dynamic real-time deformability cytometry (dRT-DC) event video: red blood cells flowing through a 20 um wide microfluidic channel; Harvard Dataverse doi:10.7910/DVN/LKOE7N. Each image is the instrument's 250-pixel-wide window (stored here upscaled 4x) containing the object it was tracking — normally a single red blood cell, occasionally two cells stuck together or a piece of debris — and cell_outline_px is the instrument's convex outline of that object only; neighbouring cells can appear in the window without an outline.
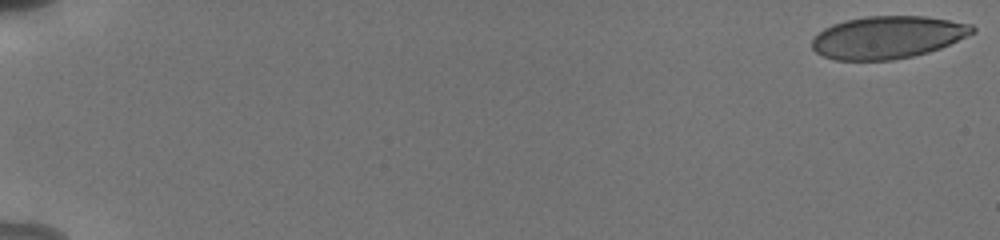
{"species": "human", "species_latin": "Homo sapiens", "temperature_condition": "cold", "stored_images_in_passage": 51, "camera_frame_rate_fps": 3000, "um_per_image_px": 0.085, "donor": {"sex": "male"}, "frame": {"image": 1, "passage_image": 1, "time_ms": 0.0, "image_size_px": [1000, 240], "cell_outline_px": [[976, 32], [940, 48], [928, 52], [912, 56], [892, 60], [836, 60], [824, 56], [816, 52], [812, 48], [812, 40], [824, 28], [832, 24], [844, 20], [868, 16], [924, 16], [972, 24], [976, 28]], "centroid_in_image_um": [75.46, 3.17], "position_along_channel_um": 9.5, "area_um2": 39.59}}
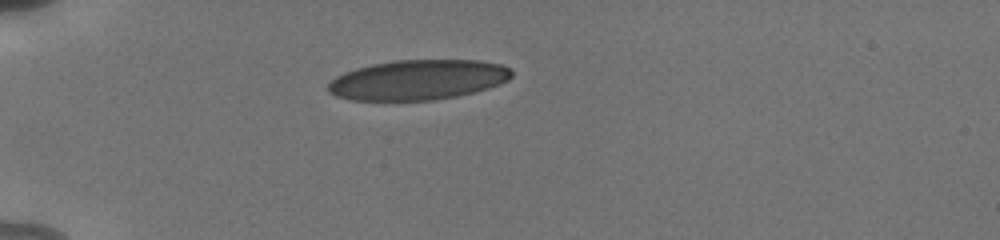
{"frame": {"image": 2, "passage_image": 31, "time_ms": 5.333, "image_size_px": [1000, 240], "cell_outline_px": [[512, 76], [508, 80], [500, 84], [488, 88], [456, 96], [432, 100], [352, 100], [336, 96], [328, 92], [328, 84], [336, 76], [344, 72], [356, 68], [372, 64], [396, 60], [480, 60], [500, 64], [512, 68]], "centroid_in_image_um": [35.54, 6.78], "position_along_channel_um": 49.5, "area_um2": 42.83}}
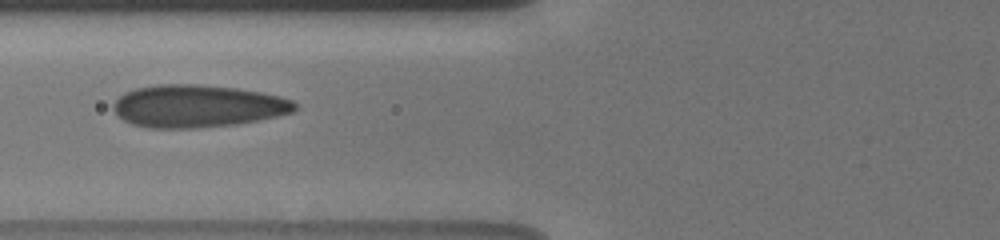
{"frame": {"image": 3, "passage_image": 50, "time_ms": 7.667, "image_size_px": [1000, 240], "cell_outline_px": [[296, 108], [292, 112], [276, 116], [236, 124], [196, 128], [148, 128], [132, 124], [116, 116], [112, 108], [112, 104], [124, 92], [136, 88], [160, 84], [196, 84], [236, 88], [260, 92], [280, 96], [292, 100], [296, 104]], "centroid_in_image_um": [16.74, 9.02], "position_along_channel_um": 109.1, "area_um2": 44.97}}